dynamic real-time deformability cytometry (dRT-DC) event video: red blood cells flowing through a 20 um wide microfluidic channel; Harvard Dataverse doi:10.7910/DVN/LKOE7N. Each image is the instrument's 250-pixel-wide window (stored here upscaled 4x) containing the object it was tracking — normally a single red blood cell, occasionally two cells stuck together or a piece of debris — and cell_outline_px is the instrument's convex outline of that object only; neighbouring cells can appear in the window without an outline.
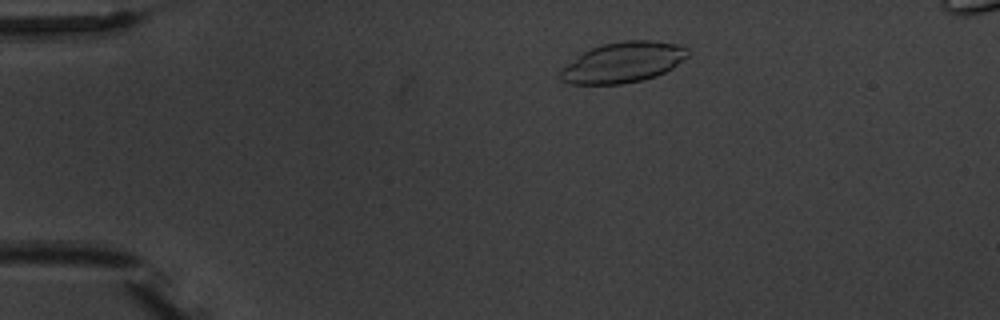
{"species": "common noctule bat (a hibernating species)", "species_latin": "Nyctalus noctula", "temperature_condition": "warm", "stored_images_in_passage": 3, "camera_frame_rate_fps": 3000, "um_per_image_px": 0.085, "animal": {"sex": "male", "body_mass_g": 20.1, "forearm_length_mm": 53.5}, "frame": {"image": 1, "passage_image": 1, "time_ms": 0.0, "image_size_px": [1000, 320], "cell_outline_px": [[688, 56], [672, 68], [656, 76], [624, 84], [568, 84], [560, 80], [560, 68], [584, 52], [592, 48], [604, 44], [624, 40], [652, 40], [676, 44], [688, 48]], "centroid_in_image_um": [52.94, 5.31], "position_along_channel_um": 32.1, "area_um2": 30.0}}